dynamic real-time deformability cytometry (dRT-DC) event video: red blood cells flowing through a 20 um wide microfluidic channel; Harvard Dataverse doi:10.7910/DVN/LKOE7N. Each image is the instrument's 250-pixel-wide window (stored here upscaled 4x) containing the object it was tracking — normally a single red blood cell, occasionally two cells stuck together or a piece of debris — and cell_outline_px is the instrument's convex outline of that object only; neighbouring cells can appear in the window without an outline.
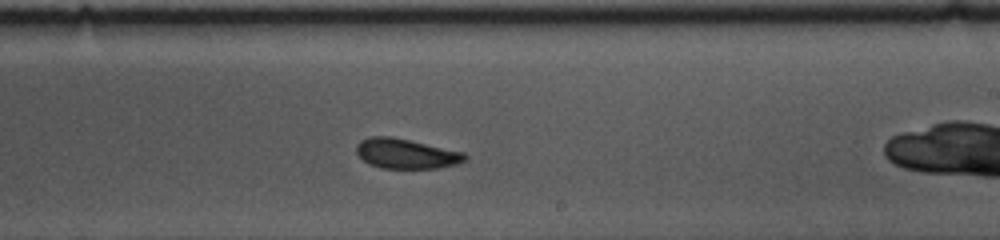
{"species": "common noctule bat (a hibernating species)", "species_latin": "Nyctalus noctula", "temperature_condition": "cold", "stored_images_in_passage": 31, "camera_frame_rate_fps": 3000, "um_per_image_px": 0.085, "animal": {"sex": "female", "body_mass_g": 10.0, "forearm_length_mm": 53.1}, "frame": {"image": 1, "passage_image": 18, "time_ms": 5.667, "image_size_px": [1000, 240], "cell_outline_px": [[468, 156], [464, 160], [456, 164], [436, 168], [380, 168], [364, 160], [356, 152], [356, 144], [360, 140], [372, 136], [392, 136], [464, 152]], "centroid_in_image_um": [34.5, 13.05], "position_along_channel_um": 254.5, "area_um2": 18.79}}
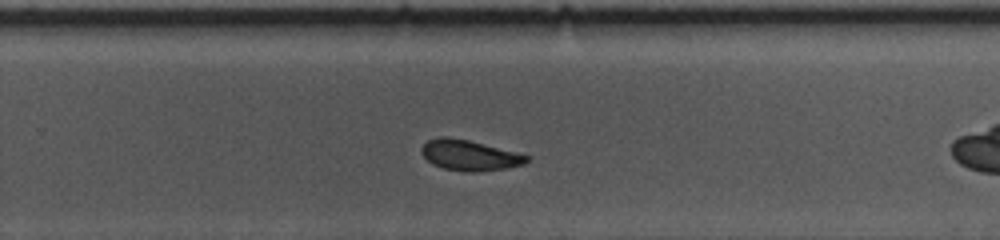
{"frame": {"image": 2, "passage_image": 21, "time_ms": 6.667, "image_size_px": [1000, 240], "cell_outline_px": [[528, 160], [524, 164], [508, 168], [480, 172], [468, 172], [444, 168], [432, 164], [420, 152], [420, 148], [428, 140], [440, 136], [448, 136], [468, 140], [528, 156]], "centroid_in_image_um": [39.86, 13.2], "position_along_channel_um": 289.9, "area_um2": 18.5}}
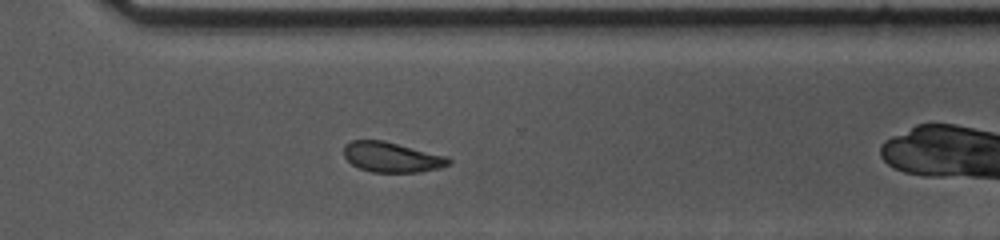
{"frame": {"image": 3, "passage_image": 25, "time_ms": 8.0, "image_size_px": [1000, 240], "cell_outline_px": [[452, 160], [448, 164], [440, 168], [420, 172], [372, 172], [360, 168], [352, 164], [344, 156], [344, 144], [352, 140], [384, 140], [448, 156]], "centroid_in_image_um": [33.31, 13.35], "position_along_channel_um": 337.3, "area_um2": 18.5}}